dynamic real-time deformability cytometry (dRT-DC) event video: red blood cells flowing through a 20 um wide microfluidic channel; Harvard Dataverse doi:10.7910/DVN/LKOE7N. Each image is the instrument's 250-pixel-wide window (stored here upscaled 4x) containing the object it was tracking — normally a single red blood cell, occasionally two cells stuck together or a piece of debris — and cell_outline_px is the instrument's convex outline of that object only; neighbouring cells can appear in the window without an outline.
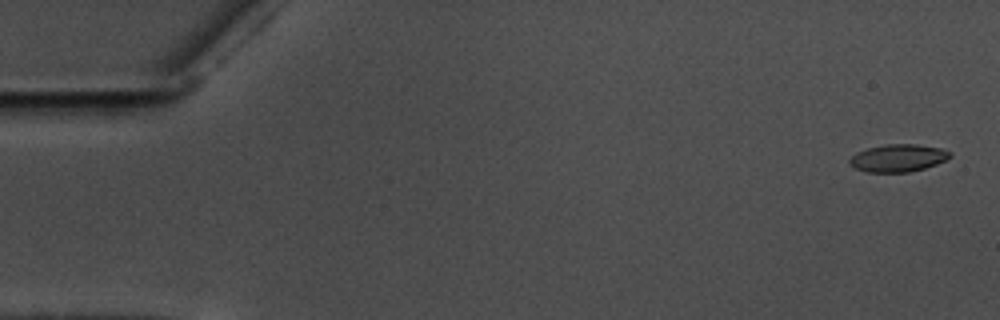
{"species": "common noctule bat (a hibernating species)", "species_latin": "Nyctalus noctula", "temperature_condition": "warm", "stored_images_in_passage": 54, "camera_frame_rate_fps": 3000, "um_per_image_px": 0.085, "animal": {"sex": "male", "body_mass_g": 17.5, "forearm_length_mm": 52.3}, "frame": {"image": 1, "passage_image": 2, "time_ms": 0.333, "image_size_px": [1000, 320], "cell_outline_px": [[952, 156], [936, 164], [924, 168], [908, 172], [868, 172], [856, 168], [848, 164], [848, 160], [856, 152], [868, 148], [884, 144], [916, 144], [940, 148], [952, 152]], "centroid_in_image_um": [76.32, 13.42], "position_along_channel_um": 8.7, "area_um2": 16.07}}
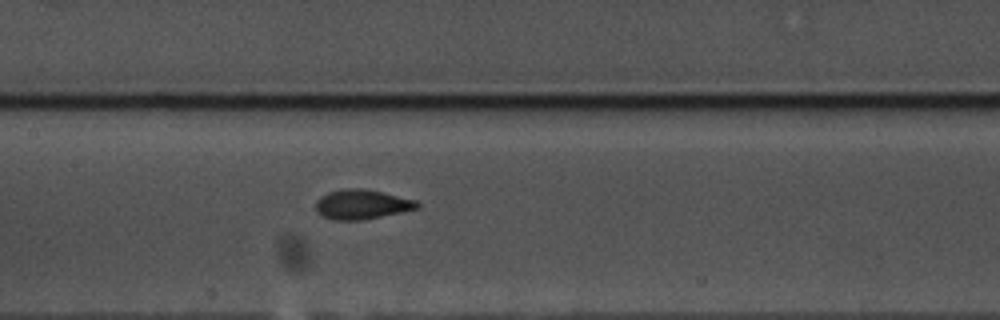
{"frame": {"image": 2, "passage_image": 28, "time_ms": 9.0, "image_size_px": [1000, 320], "cell_outline_px": [[420, 208], [364, 220], [336, 220], [324, 216], [316, 212], [316, 200], [320, 196], [328, 192], [348, 188], [364, 188], [384, 192], [416, 200], [420, 204]], "centroid_in_image_um": [30.78, 17.36], "position_along_channel_um": 176.6, "area_um2": 17.63}}
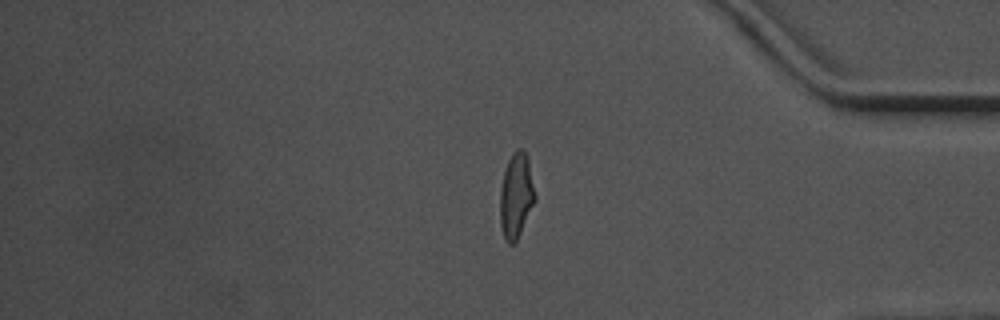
{"frame": {"image": 3, "passage_image": 48, "time_ms": 15.667, "image_size_px": [1000, 320], "cell_outline_px": [[536, 200], [516, 240], [512, 244], [508, 244], [504, 240], [500, 224], [500, 188], [504, 168], [512, 152], [516, 148], [524, 148], [528, 156], [536, 196]], "centroid_in_image_um": [43.87, 16.57], "position_along_channel_um": 391.3, "area_um2": 17.69}}